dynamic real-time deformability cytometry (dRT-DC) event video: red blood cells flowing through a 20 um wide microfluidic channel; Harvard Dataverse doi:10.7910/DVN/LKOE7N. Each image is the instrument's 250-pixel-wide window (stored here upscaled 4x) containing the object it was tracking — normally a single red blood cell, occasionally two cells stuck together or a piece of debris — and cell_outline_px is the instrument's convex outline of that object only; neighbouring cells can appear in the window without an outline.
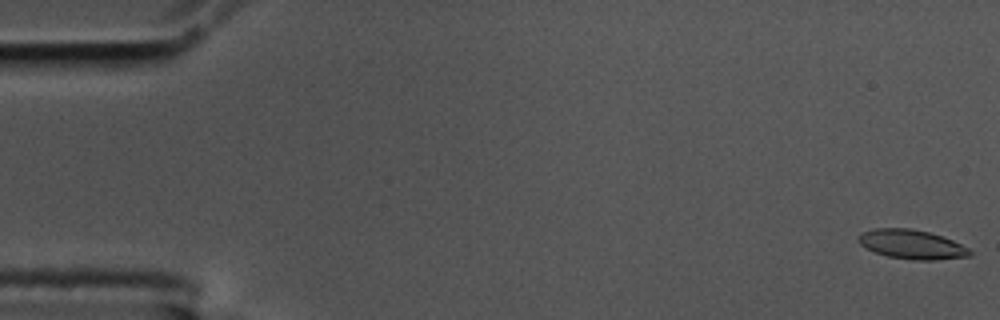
{"species": "common noctule bat (a hibernating species)", "species_latin": "Nyctalus noctula", "temperature_condition": "cold", "stored_images_in_passage": 58, "camera_frame_rate_fps": 3000, "um_per_image_px": 0.085, "animal": {"sex": "male", "body_mass_g": 17.5, "forearm_length_mm": 52.3}, "frame": {"image": 1, "passage_image": 1, "time_ms": 0.0, "image_size_px": [1000, 320], "cell_outline_px": [[972, 256], [936, 260], [912, 260], [888, 256], [876, 252], [860, 244], [856, 240], [856, 236], [860, 232], [872, 228], [912, 228], [928, 232], [952, 240], [968, 248], [972, 252]], "centroid_in_image_um": [77.46, 20.76], "position_along_channel_um": 7.5, "area_um2": 19.07}}
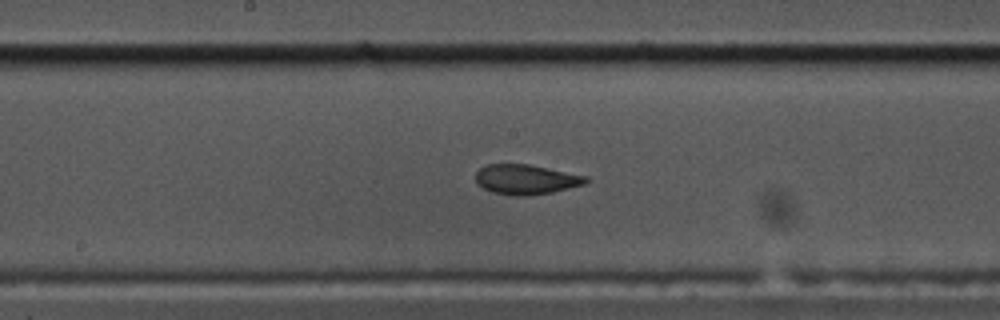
{"frame": {"image": 2, "passage_image": 30, "time_ms": 9.667, "image_size_px": [1000, 320], "cell_outline_px": [[588, 180], [584, 184], [552, 192], [528, 196], [512, 196], [492, 192], [476, 184], [476, 172], [480, 168], [488, 164], [528, 164], [588, 176]], "centroid_in_image_um": [44.68, 15.25], "position_along_channel_um": 203.5, "area_um2": 19.19}}
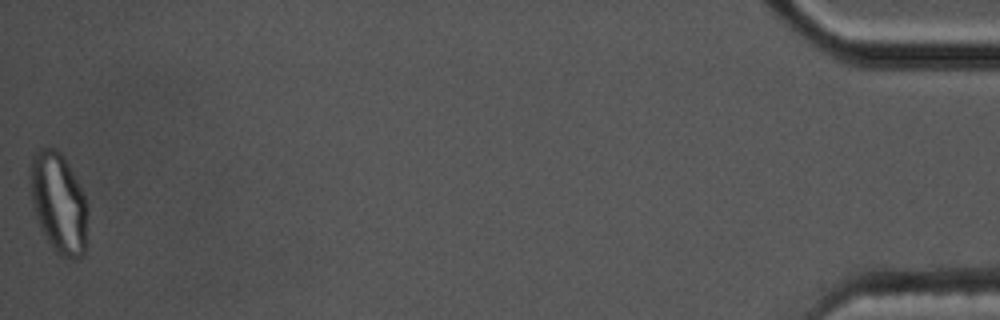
{"frame": {"image": 3, "passage_image": 58, "time_ms": 19.0, "image_size_px": [1000, 320], "cell_outline_px": [[88, 212], [84, 252], [80, 256], [72, 260], [60, 256], [52, 248], [36, 216], [32, 204], [32, 156], [36, 148], [56, 148], [64, 156], [88, 204]], "centroid_in_image_um": [5.01, 17.26], "position_along_channel_um": 430.2, "area_um2": 33.0}, "authors_computed_cell_mechanics": {"area_um2": 19.5653, "velocity_mm_per_s": 3.4719, "shape_relaxation_time_tau1_ms": null, "shape_relaxation_time_tau2_ms": 1.9998, "deformation_change_tau1": null, "deformation_change_tau2": 0.0783}}